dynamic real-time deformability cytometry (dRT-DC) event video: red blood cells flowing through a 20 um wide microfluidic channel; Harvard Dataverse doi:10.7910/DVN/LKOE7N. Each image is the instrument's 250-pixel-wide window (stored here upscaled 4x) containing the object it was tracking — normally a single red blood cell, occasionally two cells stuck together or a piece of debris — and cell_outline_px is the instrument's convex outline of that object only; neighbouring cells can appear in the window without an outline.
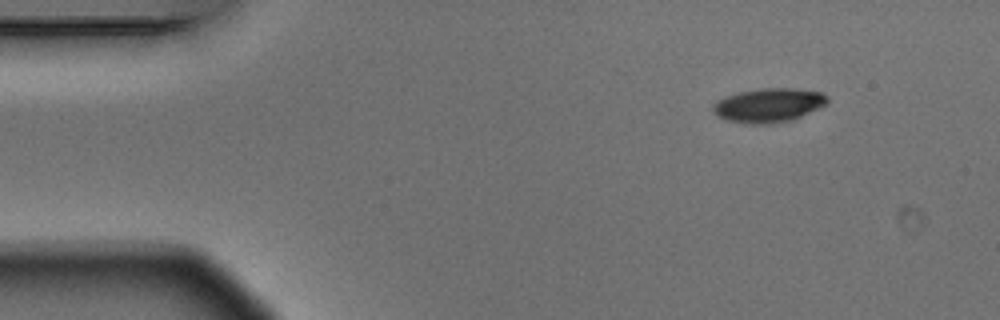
{"species": "Egyptian fruit bat (a non-hibernating species)", "species_latin": "Rousettus aegyptiacus", "temperature_condition": "warm", "stored_images_in_passage": 8, "camera_frame_rate_fps": 3000, "um_per_image_px": 0.085, "animal": {"sex": "male"}, "frame": {"image": 1, "passage_image": 1, "time_ms": 0.0, "image_size_px": [1000, 320], "cell_outline_px": [[828, 100], [824, 104], [792, 120], [772, 124], [752, 124], [724, 120], [716, 116], [712, 108], [712, 104], [716, 100], [724, 96], [740, 92], [760, 88], [792, 88], [820, 92], [828, 96]], "centroid_in_image_um": [65.25, 8.95], "position_along_channel_um": 19.8, "area_um2": 22.66}}
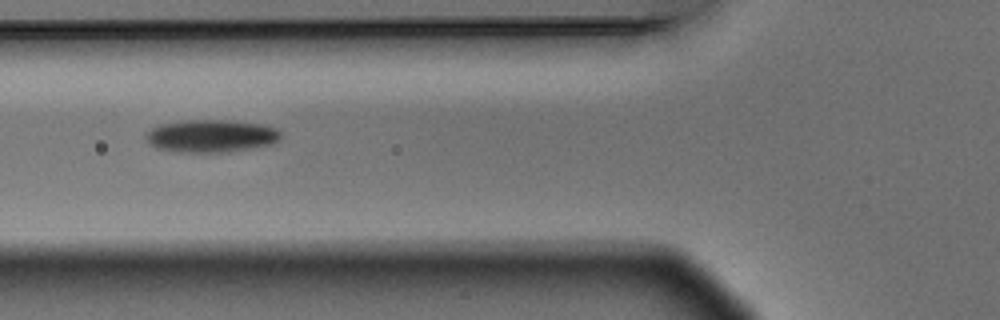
{"frame": {"image": 2, "passage_image": 5, "time_ms": 1.333, "image_size_px": [1000, 320], "cell_outline_px": [[280, 140], [272, 144], [252, 148], [228, 152], [172, 152], [156, 148], [144, 136], [152, 128], [160, 124], [188, 120], [228, 120], [264, 124], [280, 128]], "centroid_in_image_um": [18.0, 11.56], "position_along_channel_um": 107.8, "area_um2": 25.89}}
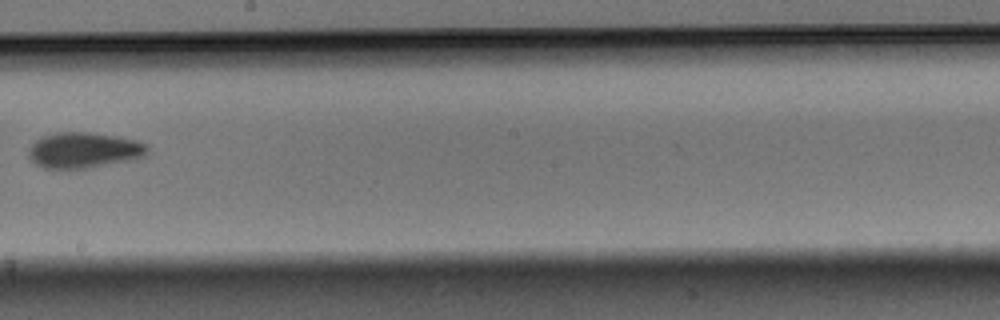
{"frame": {"image": 3, "passage_image": 8, "time_ms": 2.333, "image_size_px": [1000, 320], "cell_outline_px": [[148, 152], [144, 156], [136, 160], [88, 168], [44, 168], [36, 164], [28, 156], [28, 148], [36, 140], [44, 136], [60, 132], [88, 132], [116, 136], [136, 140], [148, 144]], "centroid_in_image_um": [7.17, 12.77], "position_along_channel_um": 241.0, "area_um2": 24.85}}